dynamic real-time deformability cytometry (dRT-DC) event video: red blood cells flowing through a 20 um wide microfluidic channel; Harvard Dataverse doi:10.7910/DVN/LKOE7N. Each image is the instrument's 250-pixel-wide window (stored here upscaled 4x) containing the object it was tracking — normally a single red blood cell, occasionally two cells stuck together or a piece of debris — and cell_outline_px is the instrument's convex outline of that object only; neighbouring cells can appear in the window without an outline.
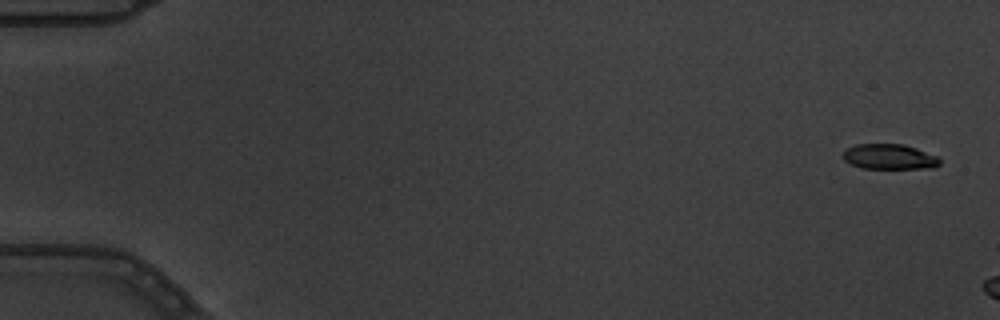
{"species": "common noctule bat (a hibernating species)", "species_latin": "Nyctalus noctula", "temperature_condition": "warm", "stored_images_in_passage": 4, "camera_frame_rate_fps": 3000, "um_per_image_px": 0.085, "animal": {"sex": "male", "body_mass_g": 19.5, "forearm_length_mm": 54.6}, "frame": {"image": 1, "passage_image": 1, "time_ms": 0.0, "image_size_px": [1000, 320], "cell_outline_px": [[940, 164], [932, 168], [860, 168], [848, 164], [844, 160], [844, 152], [848, 148], [856, 144], [904, 144], [940, 156]], "centroid_in_image_um": [75.62, 13.32], "position_along_channel_um": 9.4, "area_um2": 14.33}}